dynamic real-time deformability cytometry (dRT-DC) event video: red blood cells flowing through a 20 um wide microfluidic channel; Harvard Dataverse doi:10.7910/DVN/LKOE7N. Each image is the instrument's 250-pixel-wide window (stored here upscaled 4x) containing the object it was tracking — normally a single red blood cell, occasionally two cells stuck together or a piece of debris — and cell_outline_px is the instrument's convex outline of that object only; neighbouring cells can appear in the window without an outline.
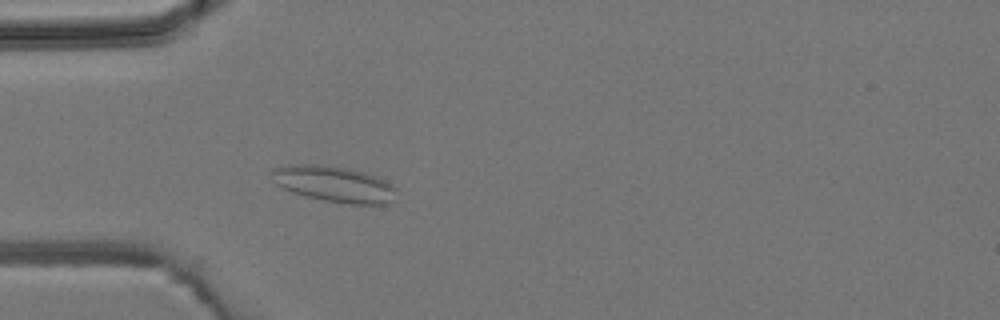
{"species": "common noctule bat (a hibernating species)", "species_latin": "Nyctalus noctula", "temperature_condition": "room temperature", "stored_images_in_passage": 3, "camera_frame_rate_fps": 3000, "um_per_image_px": 0.085, "animal": {"sex": "male", "body_mass_g": 19.2, "forearm_length_mm": 51.8}, "frame": {"image": 1, "passage_image": 3, "time_ms": 2.333, "image_size_px": [1000, 320], "cell_outline_px": [[396, 188], [392, 200], [388, 204], [348, 204], [324, 200], [304, 196], [292, 192], [276, 184], [268, 172], [272, 168], [288, 164], [316, 164], [348, 168], [364, 172]], "centroid_in_image_um": [28.29, 15.63], "position_along_channel_um": 56.7, "area_um2": 25.95}}